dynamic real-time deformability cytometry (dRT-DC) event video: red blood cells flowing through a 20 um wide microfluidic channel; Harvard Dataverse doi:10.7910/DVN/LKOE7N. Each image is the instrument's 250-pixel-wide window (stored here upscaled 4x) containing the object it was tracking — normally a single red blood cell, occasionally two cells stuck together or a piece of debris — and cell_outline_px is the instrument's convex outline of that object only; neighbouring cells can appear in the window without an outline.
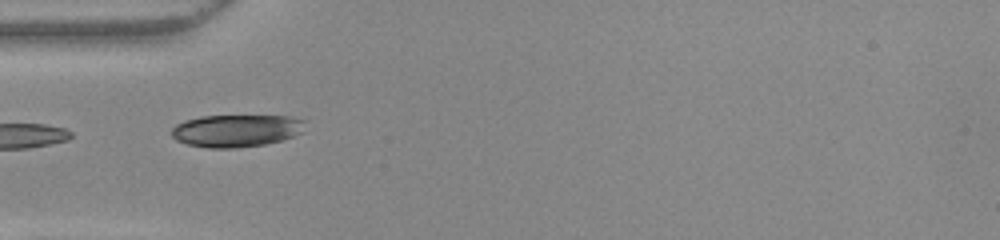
{"species": "common noctule bat (a hibernating species)", "species_latin": "Nyctalus noctula", "temperature_condition": "warm", "stored_images_in_passage": 37, "camera_frame_rate_fps": 3000, "um_per_image_px": 0.085, "animal": {"sex": "female", "body_mass_g": 22.0, "forearm_length_mm": 56.7}, "frame": {"image": 1, "passage_image": 2, "time_ms": 0.333, "image_size_px": [1000, 240], "cell_outline_px": [[308, 120], [304, 132], [280, 140], [264, 144], [236, 148], [208, 148], [188, 144], [176, 140], [172, 136], [172, 128], [176, 124], [184, 120], [200, 116], [288, 116]], "centroid_in_image_um": [20.12, 11.1], "position_along_channel_um": 64.9, "area_um2": 25.37}}
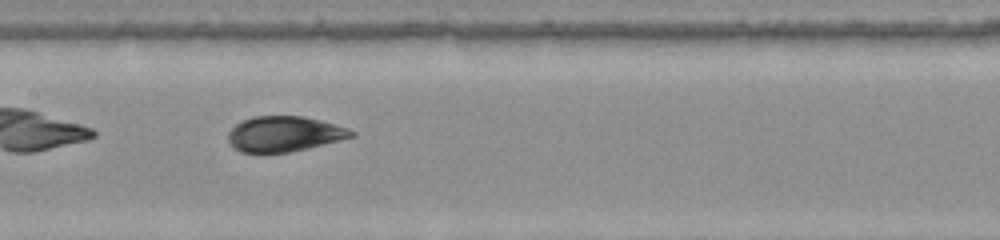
{"frame": {"image": 2, "passage_image": 11, "time_ms": 3.333, "image_size_px": [1000, 240], "cell_outline_px": [[356, 136], [340, 140], [288, 152], [240, 152], [228, 140], [228, 132], [236, 124], [244, 120], [256, 116], [304, 116], [320, 120], [348, 128], [356, 132]], "centroid_in_image_um": [24.18, 11.37], "position_along_channel_um": 183.2, "area_um2": 25.03}}
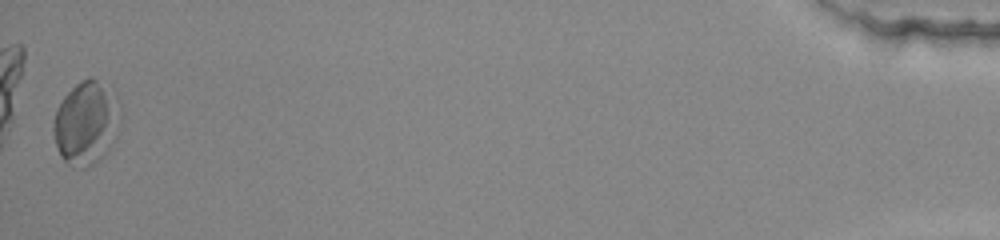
{"frame": {"image": 3, "passage_image": 37, "time_ms": 12.0, "image_size_px": [1000, 240], "cell_outline_px": [[120, 116], [104, 152], [92, 164], [68, 164], [60, 156], [52, 132], [52, 128], [56, 112], [64, 96], [80, 80], [92, 76], [120, 104]], "centroid_in_image_um": [7.24, 10.39], "position_along_channel_um": 428.0, "area_um2": 30.58}, "authors_computed_cell_mechanics": {"area_um2": 25.3742, "velocity_mm_per_s": 3.9534, "shape_relaxation_time_tau1_ms": 2.9087, "shape_relaxation_time_tau2_ms": null, "deformation_change_tau1": 0.1428, "deformation_change_tau2": null}}